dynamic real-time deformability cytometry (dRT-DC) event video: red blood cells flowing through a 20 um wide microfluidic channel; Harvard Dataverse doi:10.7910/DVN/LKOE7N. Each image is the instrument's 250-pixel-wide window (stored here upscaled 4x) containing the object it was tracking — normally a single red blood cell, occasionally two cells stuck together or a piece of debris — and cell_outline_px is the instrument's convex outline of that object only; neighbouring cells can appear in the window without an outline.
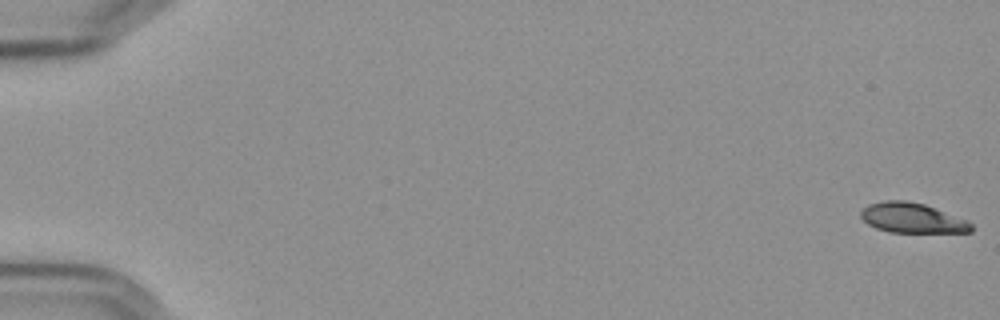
{"species": "Egyptian fruit bat (a non-hibernating species)", "species_latin": "Rousettus aegyptiacus", "temperature_condition": "cold", "stored_images_in_passage": 58, "camera_frame_rate_fps": 3000, "um_per_image_px": 0.085, "frame": {"image": 1, "passage_image": 1, "time_ms": 0.0, "image_size_px": [1000, 320], "cell_outline_px": [[972, 232], [888, 232], [876, 228], [868, 224], [860, 216], [860, 212], [868, 204], [884, 200], [904, 200], [924, 204], [968, 220], [972, 224]], "centroid_in_image_um": [77.53, 18.52], "position_along_channel_um": 7.5, "area_um2": 19.25}}
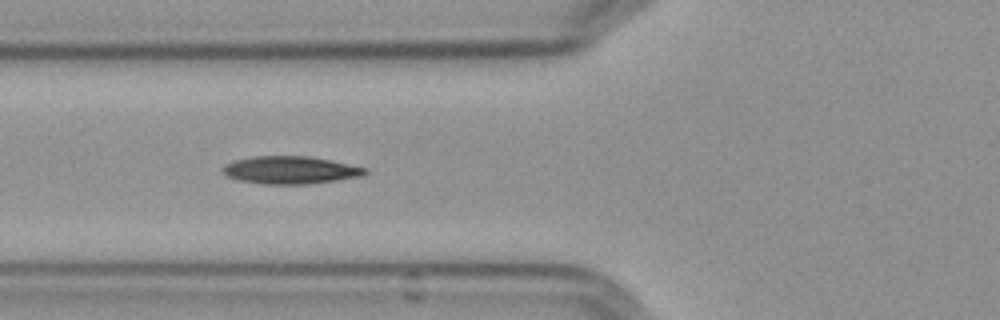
{"frame": {"image": 2, "passage_image": 23, "time_ms": 7.333, "image_size_px": [1000, 320], "cell_outline_px": [[368, 172], [360, 176], [336, 180], [308, 184], [268, 184], [240, 180], [228, 176], [220, 168], [224, 164], [236, 160], [252, 156], [312, 156], [332, 160], [364, 168]], "centroid_in_image_um": [24.66, 14.44], "position_along_channel_um": 101.1, "area_um2": 22.72}}
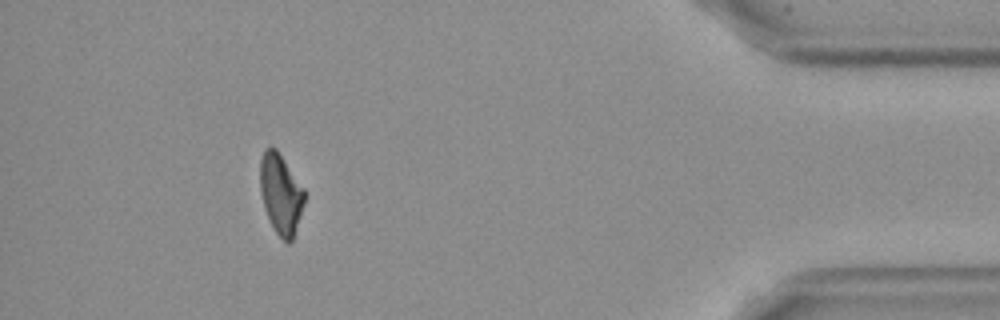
{"frame": {"image": 3, "passage_image": 53, "time_ms": 17.333, "image_size_px": [1000, 320], "cell_outline_px": [[304, 204], [292, 240], [288, 244], [276, 232], [268, 216], [260, 192], [260, 160], [264, 148], [276, 148], [304, 188]], "centroid_in_image_um": [23.86, 16.45], "position_along_channel_um": 411.3, "area_um2": 20.35}, "authors_computed_cell_mechanics": {"area_um2": 21.8484, "velocity_mm_per_s": 3.589, "shape_relaxation_time_tau1_ms": null, "shape_relaxation_time_tau2_ms": 7.6157, "deformation_change_tau1": null, "deformation_change_tau2": 0.1515}}